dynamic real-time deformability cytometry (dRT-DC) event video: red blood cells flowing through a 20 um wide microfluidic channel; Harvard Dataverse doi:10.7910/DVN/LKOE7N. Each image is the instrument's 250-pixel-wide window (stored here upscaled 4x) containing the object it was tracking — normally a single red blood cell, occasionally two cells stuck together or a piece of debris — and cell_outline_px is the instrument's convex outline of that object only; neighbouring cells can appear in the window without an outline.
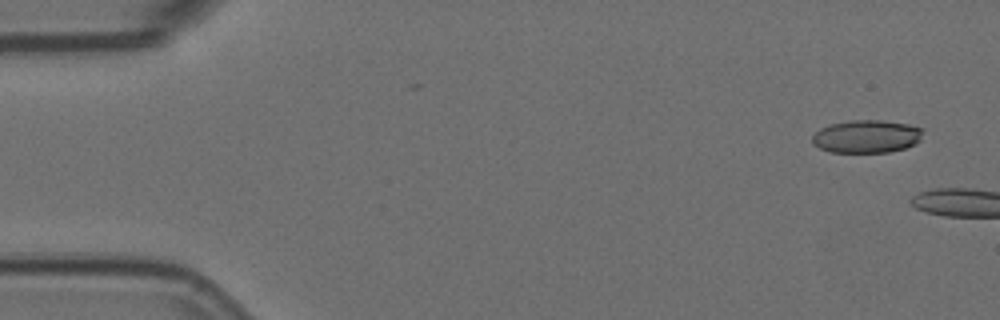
{"species": "Egyptian fruit bat (a non-hibernating species)", "species_latin": "Rousettus aegyptiacus", "temperature_condition": "room temperature", "stored_images_in_passage": 4, "camera_frame_rate_fps": 3000, "um_per_image_px": 0.085, "animal": {"sex": "female"}, "frame": {"image": 1, "passage_image": 1, "time_ms": 0.0, "image_size_px": [1000, 320], "cell_outline_px": [[924, 128], [920, 140], [904, 148], [888, 152], [832, 152], [820, 148], [812, 144], [812, 136], [820, 128], [828, 124], [852, 120], [880, 120], [908, 124]], "centroid_in_image_um": [73.64, 11.59], "position_along_channel_um": 11.4, "area_um2": 21.21}}